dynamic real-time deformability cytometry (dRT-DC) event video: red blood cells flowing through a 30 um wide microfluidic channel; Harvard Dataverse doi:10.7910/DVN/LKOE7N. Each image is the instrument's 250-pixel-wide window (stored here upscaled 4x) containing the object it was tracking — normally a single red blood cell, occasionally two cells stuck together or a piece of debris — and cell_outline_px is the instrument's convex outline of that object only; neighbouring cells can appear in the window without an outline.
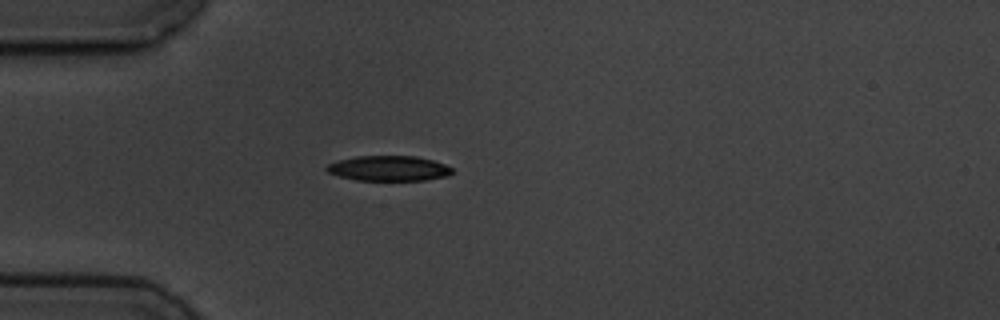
{"species": "common noctule bat (a hibernating species)", "species_latin": "Nyctalus noctula", "temperature_condition": "cold", "stored_images_in_passage": 1, "camera_frame_rate_fps": 3000, "um_per_image_px": 0.085, "animal": {"sex": "male", "body_mass_g": 19.5, "forearm_length_mm": 54.6}, "frame": {"image": 1, "passage_image": 1, "time_ms": 0.0, "image_size_px": [1000, 320], "cell_outline_px": [[456, 172], [448, 176], [424, 180], [356, 180], [340, 176], [328, 172], [324, 168], [328, 164], [340, 160], [356, 156], [416, 156], [432, 160], [444, 164], [452, 168]], "centroid_in_image_um": [33.08, 14.31], "position_along_channel_um": 51.9, "area_um2": 18.38}}